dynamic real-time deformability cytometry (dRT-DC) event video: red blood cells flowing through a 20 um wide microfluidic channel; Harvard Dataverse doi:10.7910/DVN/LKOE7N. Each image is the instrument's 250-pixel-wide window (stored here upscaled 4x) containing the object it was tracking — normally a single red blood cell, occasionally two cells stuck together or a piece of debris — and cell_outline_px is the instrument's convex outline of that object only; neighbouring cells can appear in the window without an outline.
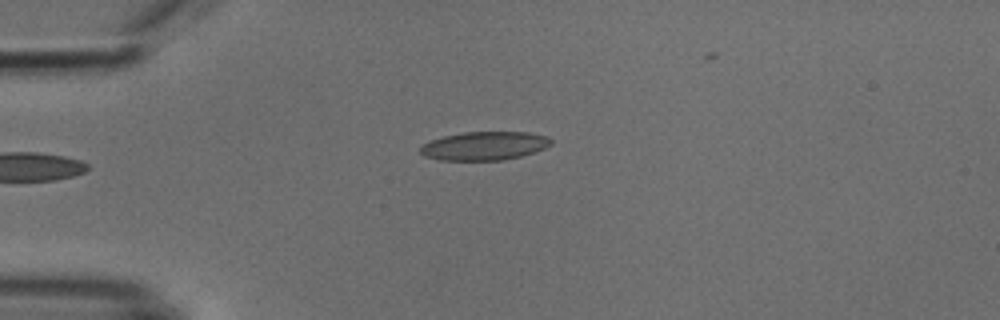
{"species": "common noctule bat (a hibernating species)", "species_latin": "Nyctalus noctula", "temperature_condition": "cold", "stored_images_in_passage": 4, "camera_frame_rate_fps": 3000, "um_per_image_px": 0.085, "animal": {"sex": "male", "body_mass_g": 18.8}, "frame": {"image": 1, "passage_image": 4, "time_ms": 3.333, "image_size_px": [1000, 320], "cell_outline_px": [[552, 144], [544, 148], [520, 156], [504, 160], [440, 160], [424, 156], [420, 152], [420, 148], [424, 144], [432, 140], [444, 136], [464, 132], [528, 132], [548, 136], [552, 140]], "centroid_in_image_um": [41.19, 12.39], "position_along_channel_um": 43.8, "area_um2": 21.62}}